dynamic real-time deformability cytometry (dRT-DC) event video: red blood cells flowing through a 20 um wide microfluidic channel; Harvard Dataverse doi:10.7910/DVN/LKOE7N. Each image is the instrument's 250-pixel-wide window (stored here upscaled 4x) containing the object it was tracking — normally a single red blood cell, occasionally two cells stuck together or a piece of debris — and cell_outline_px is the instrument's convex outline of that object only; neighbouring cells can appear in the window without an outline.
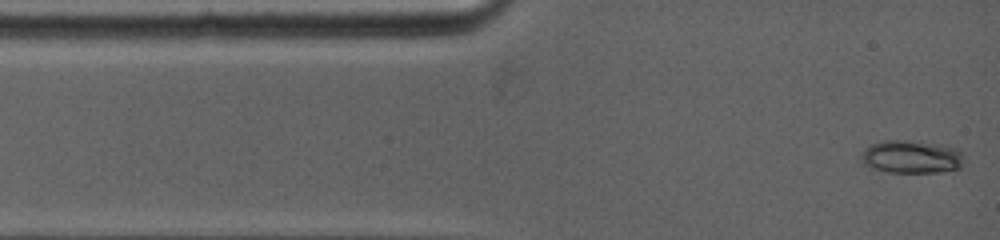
{"species": "common noctule bat (a hibernating species)", "species_latin": "Nyctalus noctula", "temperature_condition": "warm", "stored_images_in_passage": 11, "camera_frame_rate_fps": 5000, "um_per_image_px": 0.085, "animal": {"sex": "female", "body_mass_g": 19.0, "forearm_length_mm": 53.3}, "frame": {"image": 1, "passage_image": 1, "time_ms": 0.0, "image_size_px": [1000, 240], "cell_outline_px": [[964, 160], [960, 168], [940, 172], [888, 172], [872, 168], [864, 164], [860, 160], [860, 152], [864, 148], [872, 144], [884, 140], [908, 140], [944, 144], [956, 148], [964, 156]], "centroid_in_image_um": [77.46, 13.32], "position_along_channel_um": 7.5, "area_um2": 20.11}}
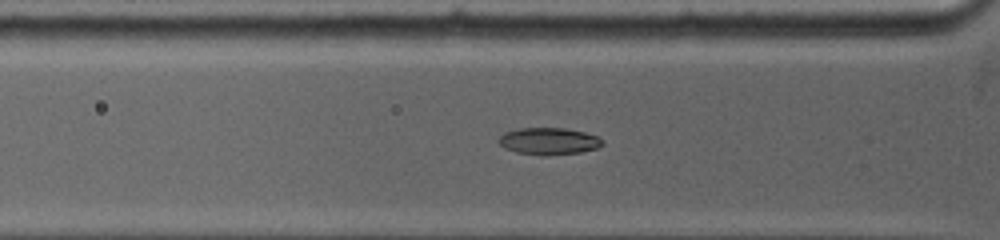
{"frame": {"image": 2, "passage_image": 10, "time_ms": 3.0, "image_size_px": [1000, 240], "cell_outline_px": [[604, 144], [596, 148], [580, 152], [548, 156], [540, 156], [516, 152], [504, 148], [496, 140], [504, 132], [520, 128], [564, 128], [584, 132], [596, 136], [604, 140]], "centroid_in_image_um": [46.62, 12.01], "position_along_channel_um": 79.2, "area_um2": 16.47}}